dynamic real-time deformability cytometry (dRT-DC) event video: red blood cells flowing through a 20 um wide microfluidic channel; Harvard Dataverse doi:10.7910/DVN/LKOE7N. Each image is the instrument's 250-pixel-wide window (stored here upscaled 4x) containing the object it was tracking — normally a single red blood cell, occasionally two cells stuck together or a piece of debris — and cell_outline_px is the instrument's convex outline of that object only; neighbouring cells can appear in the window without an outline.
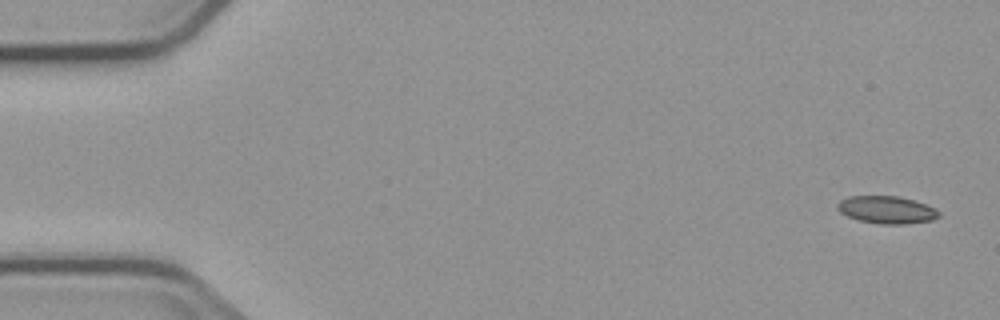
{"species": "common noctule bat (a hibernating species)", "species_latin": "Nyctalus noctula", "temperature_condition": "cold", "stored_images_in_passage": 6, "camera_frame_rate_fps": 3000, "um_per_image_px": 0.085, "animal": {"sex": "male", "body_mass_g": 23.1, "forearm_length_mm": 52.7}, "frame": {"image": 1, "passage_image": 1, "time_ms": 0.0, "image_size_px": [1000, 320], "cell_outline_px": [[940, 216], [932, 220], [904, 224], [880, 224], [860, 220], [848, 216], [840, 212], [836, 208], [836, 204], [840, 200], [848, 196], [896, 196], [912, 200], [936, 208], [940, 212]], "centroid_in_image_um": [75.35, 17.83], "position_along_channel_um": 9.6, "area_um2": 16.18}}
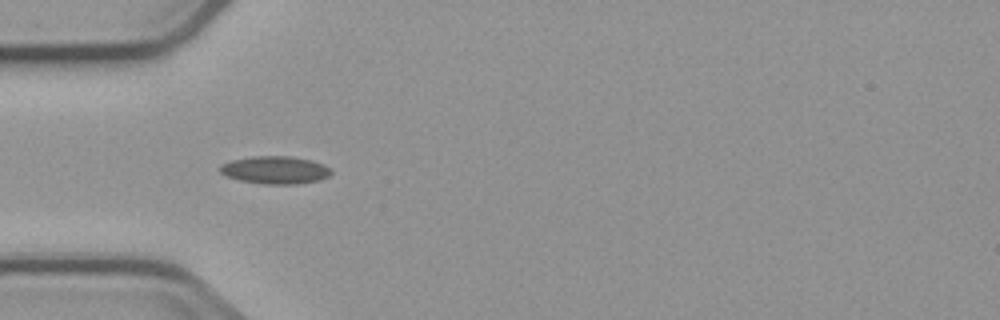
{"frame": {"image": 2, "passage_image": 5, "time_ms": 5.0, "image_size_px": [1000, 320], "cell_outline_px": [[332, 172], [328, 176], [320, 180], [296, 184], [264, 184], [240, 180], [228, 176], [220, 172], [220, 164], [232, 160], [252, 156], [292, 156], [308, 160], [320, 164], [328, 168]], "centroid_in_image_um": [23.36, 14.45], "position_along_channel_um": 61.6, "area_um2": 17.69}}
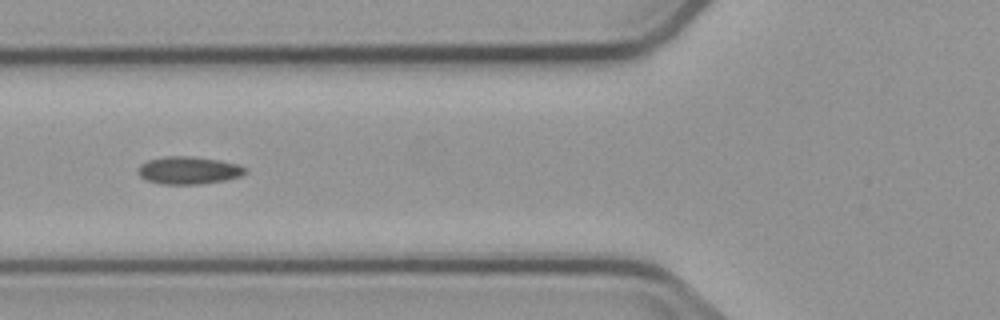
{"frame": {"image": 3, "passage_image": 6, "time_ms": 6.333, "image_size_px": [1000, 320], "cell_outline_px": [[248, 172], [240, 176], [224, 180], [200, 184], [160, 184], [148, 180], [140, 176], [136, 172], [140, 164], [148, 160], [164, 156], [192, 156], [220, 160], [236, 164], [248, 168]], "centroid_in_image_um": [16.03, 14.47], "position_along_channel_um": 109.8, "area_um2": 17.34}}